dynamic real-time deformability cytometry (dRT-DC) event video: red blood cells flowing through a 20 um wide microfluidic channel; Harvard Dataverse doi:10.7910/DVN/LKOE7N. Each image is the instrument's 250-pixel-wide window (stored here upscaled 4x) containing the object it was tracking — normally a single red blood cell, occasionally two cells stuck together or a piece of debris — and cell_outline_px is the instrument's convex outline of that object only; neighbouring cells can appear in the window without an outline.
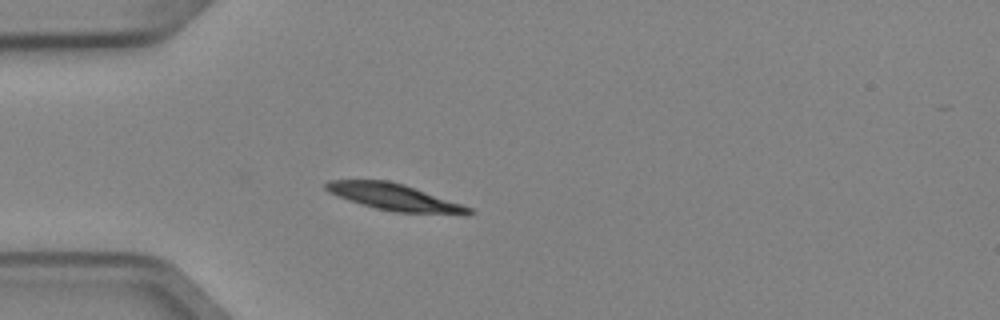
{"species": "Egyptian fruit bat (a non-hibernating species)", "species_latin": "Rousettus aegyptiacus", "temperature_condition": "cold", "stored_images_in_passage": 3, "camera_frame_rate_fps": 3000, "um_per_image_px": 0.085, "animal": {"sex": "female"}, "frame": {"image": 1, "passage_image": 3, "time_ms": 0.667, "image_size_px": [1000, 320], "cell_outline_px": [[476, 212], [396, 212], [376, 208], [348, 200], [328, 192], [324, 188], [324, 184], [328, 180], [388, 180], [404, 184], [472, 208]], "centroid_in_image_um": [33.35, 16.71], "position_along_channel_um": 51.6, "area_um2": 21.27}}